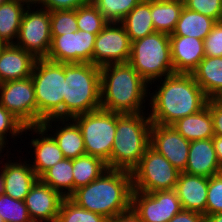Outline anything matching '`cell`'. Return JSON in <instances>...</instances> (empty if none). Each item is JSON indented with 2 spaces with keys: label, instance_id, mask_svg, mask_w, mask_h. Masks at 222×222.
I'll list each match as a JSON object with an SVG mask.
<instances>
[{
  "label": "cell",
  "instance_id": "obj_1",
  "mask_svg": "<svg viewBox=\"0 0 222 222\" xmlns=\"http://www.w3.org/2000/svg\"><path fill=\"white\" fill-rule=\"evenodd\" d=\"M164 79V80H163ZM157 90L148 94L151 100V123L171 126L177 120L202 110L208 101L192 74L173 73L164 77Z\"/></svg>",
  "mask_w": 222,
  "mask_h": 222
},
{
  "label": "cell",
  "instance_id": "obj_45",
  "mask_svg": "<svg viewBox=\"0 0 222 222\" xmlns=\"http://www.w3.org/2000/svg\"><path fill=\"white\" fill-rule=\"evenodd\" d=\"M212 139L218 161L222 167V136H214Z\"/></svg>",
  "mask_w": 222,
  "mask_h": 222
},
{
  "label": "cell",
  "instance_id": "obj_26",
  "mask_svg": "<svg viewBox=\"0 0 222 222\" xmlns=\"http://www.w3.org/2000/svg\"><path fill=\"white\" fill-rule=\"evenodd\" d=\"M216 23L211 17L183 7L175 29L169 36H190L204 40Z\"/></svg>",
  "mask_w": 222,
  "mask_h": 222
},
{
  "label": "cell",
  "instance_id": "obj_19",
  "mask_svg": "<svg viewBox=\"0 0 222 222\" xmlns=\"http://www.w3.org/2000/svg\"><path fill=\"white\" fill-rule=\"evenodd\" d=\"M175 73L191 74L205 57L204 42L190 36H169Z\"/></svg>",
  "mask_w": 222,
  "mask_h": 222
},
{
  "label": "cell",
  "instance_id": "obj_49",
  "mask_svg": "<svg viewBox=\"0 0 222 222\" xmlns=\"http://www.w3.org/2000/svg\"><path fill=\"white\" fill-rule=\"evenodd\" d=\"M142 1L166 3V2H176V1H183V0H142Z\"/></svg>",
  "mask_w": 222,
  "mask_h": 222
},
{
  "label": "cell",
  "instance_id": "obj_13",
  "mask_svg": "<svg viewBox=\"0 0 222 222\" xmlns=\"http://www.w3.org/2000/svg\"><path fill=\"white\" fill-rule=\"evenodd\" d=\"M131 208L142 222H168L182 210L174 189L151 193L132 191Z\"/></svg>",
  "mask_w": 222,
  "mask_h": 222
},
{
  "label": "cell",
  "instance_id": "obj_24",
  "mask_svg": "<svg viewBox=\"0 0 222 222\" xmlns=\"http://www.w3.org/2000/svg\"><path fill=\"white\" fill-rule=\"evenodd\" d=\"M191 74L208 99H222V57L205 56Z\"/></svg>",
  "mask_w": 222,
  "mask_h": 222
},
{
  "label": "cell",
  "instance_id": "obj_11",
  "mask_svg": "<svg viewBox=\"0 0 222 222\" xmlns=\"http://www.w3.org/2000/svg\"><path fill=\"white\" fill-rule=\"evenodd\" d=\"M132 42L120 22L108 24L96 35L92 64L103 67L110 64L127 63L131 55Z\"/></svg>",
  "mask_w": 222,
  "mask_h": 222
},
{
  "label": "cell",
  "instance_id": "obj_7",
  "mask_svg": "<svg viewBox=\"0 0 222 222\" xmlns=\"http://www.w3.org/2000/svg\"><path fill=\"white\" fill-rule=\"evenodd\" d=\"M128 63L150 85L175 73L169 34L155 31L133 41Z\"/></svg>",
  "mask_w": 222,
  "mask_h": 222
},
{
  "label": "cell",
  "instance_id": "obj_3",
  "mask_svg": "<svg viewBox=\"0 0 222 222\" xmlns=\"http://www.w3.org/2000/svg\"><path fill=\"white\" fill-rule=\"evenodd\" d=\"M149 84L127 62L100 67L101 109L120 114L141 113ZM145 98V99H144Z\"/></svg>",
  "mask_w": 222,
  "mask_h": 222
},
{
  "label": "cell",
  "instance_id": "obj_23",
  "mask_svg": "<svg viewBox=\"0 0 222 222\" xmlns=\"http://www.w3.org/2000/svg\"><path fill=\"white\" fill-rule=\"evenodd\" d=\"M26 162L18 163L14 160L12 162L9 159L1 167L4 178V194L21 201L25 200L26 195L39 179L30 163Z\"/></svg>",
  "mask_w": 222,
  "mask_h": 222
},
{
  "label": "cell",
  "instance_id": "obj_28",
  "mask_svg": "<svg viewBox=\"0 0 222 222\" xmlns=\"http://www.w3.org/2000/svg\"><path fill=\"white\" fill-rule=\"evenodd\" d=\"M131 42L155 32L151 17V2L141 1L120 22Z\"/></svg>",
  "mask_w": 222,
  "mask_h": 222
},
{
  "label": "cell",
  "instance_id": "obj_32",
  "mask_svg": "<svg viewBox=\"0 0 222 222\" xmlns=\"http://www.w3.org/2000/svg\"><path fill=\"white\" fill-rule=\"evenodd\" d=\"M109 219L100 214L88 211L70 198H64L56 222H108Z\"/></svg>",
  "mask_w": 222,
  "mask_h": 222
},
{
  "label": "cell",
  "instance_id": "obj_39",
  "mask_svg": "<svg viewBox=\"0 0 222 222\" xmlns=\"http://www.w3.org/2000/svg\"><path fill=\"white\" fill-rule=\"evenodd\" d=\"M184 7L211 17L217 22L222 21V0H183Z\"/></svg>",
  "mask_w": 222,
  "mask_h": 222
},
{
  "label": "cell",
  "instance_id": "obj_16",
  "mask_svg": "<svg viewBox=\"0 0 222 222\" xmlns=\"http://www.w3.org/2000/svg\"><path fill=\"white\" fill-rule=\"evenodd\" d=\"M64 197L40 179L25 197L32 222H56Z\"/></svg>",
  "mask_w": 222,
  "mask_h": 222
},
{
  "label": "cell",
  "instance_id": "obj_37",
  "mask_svg": "<svg viewBox=\"0 0 222 222\" xmlns=\"http://www.w3.org/2000/svg\"><path fill=\"white\" fill-rule=\"evenodd\" d=\"M25 127L26 126L17 117L0 105V141L5 145L6 142L8 144L9 141L6 138L8 134H11L10 136H12V138L18 135L21 136L24 134Z\"/></svg>",
  "mask_w": 222,
  "mask_h": 222
},
{
  "label": "cell",
  "instance_id": "obj_21",
  "mask_svg": "<svg viewBox=\"0 0 222 222\" xmlns=\"http://www.w3.org/2000/svg\"><path fill=\"white\" fill-rule=\"evenodd\" d=\"M183 172L208 178L222 172L212 138L190 141L188 161Z\"/></svg>",
  "mask_w": 222,
  "mask_h": 222
},
{
  "label": "cell",
  "instance_id": "obj_34",
  "mask_svg": "<svg viewBox=\"0 0 222 222\" xmlns=\"http://www.w3.org/2000/svg\"><path fill=\"white\" fill-rule=\"evenodd\" d=\"M142 0H91L108 22H121Z\"/></svg>",
  "mask_w": 222,
  "mask_h": 222
},
{
  "label": "cell",
  "instance_id": "obj_14",
  "mask_svg": "<svg viewBox=\"0 0 222 222\" xmlns=\"http://www.w3.org/2000/svg\"><path fill=\"white\" fill-rule=\"evenodd\" d=\"M97 34L78 30L60 36H51V46L45 59L57 63H92Z\"/></svg>",
  "mask_w": 222,
  "mask_h": 222
},
{
  "label": "cell",
  "instance_id": "obj_46",
  "mask_svg": "<svg viewBox=\"0 0 222 222\" xmlns=\"http://www.w3.org/2000/svg\"><path fill=\"white\" fill-rule=\"evenodd\" d=\"M205 222H222V213H216L213 215H206Z\"/></svg>",
  "mask_w": 222,
  "mask_h": 222
},
{
  "label": "cell",
  "instance_id": "obj_51",
  "mask_svg": "<svg viewBox=\"0 0 222 222\" xmlns=\"http://www.w3.org/2000/svg\"><path fill=\"white\" fill-rule=\"evenodd\" d=\"M6 45L5 42H3L1 39H0V52L1 50L3 49V47Z\"/></svg>",
  "mask_w": 222,
  "mask_h": 222
},
{
  "label": "cell",
  "instance_id": "obj_15",
  "mask_svg": "<svg viewBox=\"0 0 222 222\" xmlns=\"http://www.w3.org/2000/svg\"><path fill=\"white\" fill-rule=\"evenodd\" d=\"M150 146L162 154L177 170L183 172L188 161L190 141L172 126L152 123Z\"/></svg>",
  "mask_w": 222,
  "mask_h": 222
},
{
  "label": "cell",
  "instance_id": "obj_44",
  "mask_svg": "<svg viewBox=\"0 0 222 222\" xmlns=\"http://www.w3.org/2000/svg\"><path fill=\"white\" fill-rule=\"evenodd\" d=\"M108 222H142V221L139 218V216L133 211V209L130 208L129 210L109 219Z\"/></svg>",
  "mask_w": 222,
  "mask_h": 222
},
{
  "label": "cell",
  "instance_id": "obj_36",
  "mask_svg": "<svg viewBox=\"0 0 222 222\" xmlns=\"http://www.w3.org/2000/svg\"><path fill=\"white\" fill-rule=\"evenodd\" d=\"M50 28L51 36H60L78 31L76 10L50 11Z\"/></svg>",
  "mask_w": 222,
  "mask_h": 222
},
{
  "label": "cell",
  "instance_id": "obj_25",
  "mask_svg": "<svg viewBox=\"0 0 222 222\" xmlns=\"http://www.w3.org/2000/svg\"><path fill=\"white\" fill-rule=\"evenodd\" d=\"M186 140L194 141L213 138V119L206 105L197 113L183 117L171 125Z\"/></svg>",
  "mask_w": 222,
  "mask_h": 222
},
{
  "label": "cell",
  "instance_id": "obj_18",
  "mask_svg": "<svg viewBox=\"0 0 222 222\" xmlns=\"http://www.w3.org/2000/svg\"><path fill=\"white\" fill-rule=\"evenodd\" d=\"M61 125L59 126L60 122ZM70 121V122H69ZM72 121V122H71ZM55 124L57 129H53L52 125ZM66 122V123H65ZM41 126L48 132L56 130L51 136L56 141L58 147L63 153V156L68 159H75L79 156L85 155V144L81 130L73 119L69 118H50L44 120ZM52 129V130H50Z\"/></svg>",
  "mask_w": 222,
  "mask_h": 222
},
{
  "label": "cell",
  "instance_id": "obj_38",
  "mask_svg": "<svg viewBox=\"0 0 222 222\" xmlns=\"http://www.w3.org/2000/svg\"><path fill=\"white\" fill-rule=\"evenodd\" d=\"M222 213V172L208 181L206 215Z\"/></svg>",
  "mask_w": 222,
  "mask_h": 222
},
{
  "label": "cell",
  "instance_id": "obj_10",
  "mask_svg": "<svg viewBox=\"0 0 222 222\" xmlns=\"http://www.w3.org/2000/svg\"><path fill=\"white\" fill-rule=\"evenodd\" d=\"M25 9L16 42L18 47L31 53L36 59L46 58L51 46L50 11L33 5Z\"/></svg>",
  "mask_w": 222,
  "mask_h": 222
},
{
  "label": "cell",
  "instance_id": "obj_12",
  "mask_svg": "<svg viewBox=\"0 0 222 222\" xmlns=\"http://www.w3.org/2000/svg\"><path fill=\"white\" fill-rule=\"evenodd\" d=\"M0 105L25 126H37V104L31 77L0 83Z\"/></svg>",
  "mask_w": 222,
  "mask_h": 222
},
{
  "label": "cell",
  "instance_id": "obj_48",
  "mask_svg": "<svg viewBox=\"0 0 222 222\" xmlns=\"http://www.w3.org/2000/svg\"><path fill=\"white\" fill-rule=\"evenodd\" d=\"M18 1H22L25 2L27 5H34L36 7V4H39L40 0H18Z\"/></svg>",
  "mask_w": 222,
  "mask_h": 222
},
{
  "label": "cell",
  "instance_id": "obj_50",
  "mask_svg": "<svg viewBox=\"0 0 222 222\" xmlns=\"http://www.w3.org/2000/svg\"><path fill=\"white\" fill-rule=\"evenodd\" d=\"M5 147H6V145L2 141H0V156L1 157H4V156H2L1 153H3L2 150L4 151L5 149H3V148H5Z\"/></svg>",
  "mask_w": 222,
  "mask_h": 222
},
{
  "label": "cell",
  "instance_id": "obj_29",
  "mask_svg": "<svg viewBox=\"0 0 222 222\" xmlns=\"http://www.w3.org/2000/svg\"><path fill=\"white\" fill-rule=\"evenodd\" d=\"M72 159L64 158L54 166L47 169L39 179L59 192L64 198H69L74 193Z\"/></svg>",
  "mask_w": 222,
  "mask_h": 222
},
{
  "label": "cell",
  "instance_id": "obj_22",
  "mask_svg": "<svg viewBox=\"0 0 222 222\" xmlns=\"http://www.w3.org/2000/svg\"><path fill=\"white\" fill-rule=\"evenodd\" d=\"M36 58L15 44L0 52V83L31 77Z\"/></svg>",
  "mask_w": 222,
  "mask_h": 222
},
{
  "label": "cell",
  "instance_id": "obj_35",
  "mask_svg": "<svg viewBox=\"0 0 222 222\" xmlns=\"http://www.w3.org/2000/svg\"><path fill=\"white\" fill-rule=\"evenodd\" d=\"M0 217L4 222H32L24 201L0 195Z\"/></svg>",
  "mask_w": 222,
  "mask_h": 222
},
{
  "label": "cell",
  "instance_id": "obj_5",
  "mask_svg": "<svg viewBox=\"0 0 222 222\" xmlns=\"http://www.w3.org/2000/svg\"><path fill=\"white\" fill-rule=\"evenodd\" d=\"M101 109L100 67L92 63L65 64L63 118Z\"/></svg>",
  "mask_w": 222,
  "mask_h": 222
},
{
  "label": "cell",
  "instance_id": "obj_4",
  "mask_svg": "<svg viewBox=\"0 0 222 222\" xmlns=\"http://www.w3.org/2000/svg\"><path fill=\"white\" fill-rule=\"evenodd\" d=\"M145 112L116 113V134L110 156V169L131 172L150 146V117Z\"/></svg>",
  "mask_w": 222,
  "mask_h": 222
},
{
  "label": "cell",
  "instance_id": "obj_30",
  "mask_svg": "<svg viewBox=\"0 0 222 222\" xmlns=\"http://www.w3.org/2000/svg\"><path fill=\"white\" fill-rule=\"evenodd\" d=\"M74 192L81 186L99 178L107 169V164L100 158L91 155H82L72 159Z\"/></svg>",
  "mask_w": 222,
  "mask_h": 222
},
{
  "label": "cell",
  "instance_id": "obj_40",
  "mask_svg": "<svg viewBox=\"0 0 222 222\" xmlns=\"http://www.w3.org/2000/svg\"><path fill=\"white\" fill-rule=\"evenodd\" d=\"M207 57H222V21L217 22L203 40Z\"/></svg>",
  "mask_w": 222,
  "mask_h": 222
},
{
  "label": "cell",
  "instance_id": "obj_47",
  "mask_svg": "<svg viewBox=\"0 0 222 222\" xmlns=\"http://www.w3.org/2000/svg\"><path fill=\"white\" fill-rule=\"evenodd\" d=\"M4 194V178H3V170L0 171V195Z\"/></svg>",
  "mask_w": 222,
  "mask_h": 222
},
{
  "label": "cell",
  "instance_id": "obj_42",
  "mask_svg": "<svg viewBox=\"0 0 222 222\" xmlns=\"http://www.w3.org/2000/svg\"><path fill=\"white\" fill-rule=\"evenodd\" d=\"M213 119L215 136H222V99H208L206 104Z\"/></svg>",
  "mask_w": 222,
  "mask_h": 222
},
{
  "label": "cell",
  "instance_id": "obj_20",
  "mask_svg": "<svg viewBox=\"0 0 222 222\" xmlns=\"http://www.w3.org/2000/svg\"><path fill=\"white\" fill-rule=\"evenodd\" d=\"M33 130V131H32ZM31 131L35 132L39 138L31 139V148L33 147L34 162L30 164L36 175L40 177L47 169L54 166L56 163L62 161L65 157L58 147L56 141L48 135L47 131L40 126H26L24 129L25 134Z\"/></svg>",
  "mask_w": 222,
  "mask_h": 222
},
{
  "label": "cell",
  "instance_id": "obj_27",
  "mask_svg": "<svg viewBox=\"0 0 222 222\" xmlns=\"http://www.w3.org/2000/svg\"><path fill=\"white\" fill-rule=\"evenodd\" d=\"M27 6L25 2L18 0H6L0 4V39L6 44L16 42Z\"/></svg>",
  "mask_w": 222,
  "mask_h": 222
},
{
  "label": "cell",
  "instance_id": "obj_17",
  "mask_svg": "<svg viewBox=\"0 0 222 222\" xmlns=\"http://www.w3.org/2000/svg\"><path fill=\"white\" fill-rule=\"evenodd\" d=\"M209 178L180 172L174 190L183 210L206 216V203Z\"/></svg>",
  "mask_w": 222,
  "mask_h": 222
},
{
  "label": "cell",
  "instance_id": "obj_31",
  "mask_svg": "<svg viewBox=\"0 0 222 222\" xmlns=\"http://www.w3.org/2000/svg\"><path fill=\"white\" fill-rule=\"evenodd\" d=\"M183 7L184 1L151 2V17L155 31L172 34Z\"/></svg>",
  "mask_w": 222,
  "mask_h": 222
},
{
  "label": "cell",
  "instance_id": "obj_8",
  "mask_svg": "<svg viewBox=\"0 0 222 222\" xmlns=\"http://www.w3.org/2000/svg\"><path fill=\"white\" fill-rule=\"evenodd\" d=\"M79 126L87 155L102 159L110 169L116 134V112L98 109L72 118Z\"/></svg>",
  "mask_w": 222,
  "mask_h": 222
},
{
  "label": "cell",
  "instance_id": "obj_41",
  "mask_svg": "<svg viewBox=\"0 0 222 222\" xmlns=\"http://www.w3.org/2000/svg\"><path fill=\"white\" fill-rule=\"evenodd\" d=\"M90 2L91 0H40L39 5L36 6L46 8L48 11L76 10Z\"/></svg>",
  "mask_w": 222,
  "mask_h": 222
},
{
  "label": "cell",
  "instance_id": "obj_9",
  "mask_svg": "<svg viewBox=\"0 0 222 222\" xmlns=\"http://www.w3.org/2000/svg\"><path fill=\"white\" fill-rule=\"evenodd\" d=\"M180 171L162 154L149 146L139 164L131 171L133 191L173 190Z\"/></svg>",
  "mask_w": 222,
  "mask_h": 222
},
{
  "label": "cell",
  "instance_id": "obj_6",
  "mask_svg": "<svg viewBox=\"0 0 222 222\" xmlns=\"http://www.w3.org/2000/svg\"><path fill=\"white\" fill-rule=\"evenodd\" d=\"M31 78L37 104V126L50 118H63L65 64L36 59Z\"/></svg>",
  "mask_w": 222,
  "mask_h": 222
},
{
  "label": "cell",
  "instance_id": "obj_2",
  "mask_svg": "<svg viewBox=\"0 0 222 222\" xmlns=\"http://www.w3.org/2000/svg\"><path fill=\"white\" fill-rule=\"evenodd\" d=\"M132 191L131 172L107 169L88 185L77 188L69 198L78 206L111 219L131 208Z\"/></svg>",
  "mask_w": 222,
  "mask_h": 222
},
{
  "label": "cell",
  "instance_id": "obj_33",
  "mask_svg": "<svg viewBox=\"0 0 222 222\" xmlns=\"http://www.w3.org/2000/svg\"><path fill=\"white\" fill-rule=\"evenodd\" d=\"M76 20L78 30L91 34H98L108 24V21L92 2L76 9Z\"/></svg>",
  "mask_w": 222,
  "mask_h": 222
},
{
  "label": "cell",
  "instance_id": "obj_43",
  "mask_svg": "<svg viewBox=\"0 0 222 222\" xmlns=\"http://www.w3.org/2000/svg\"><path fill=\"white\" fill-rule=\"evenodd\" d=\"M168 222H205V216L189 210H181Z\"/></svg>",
  "mask_w": 222,
  "mask_h": 222
}]
</instances>
